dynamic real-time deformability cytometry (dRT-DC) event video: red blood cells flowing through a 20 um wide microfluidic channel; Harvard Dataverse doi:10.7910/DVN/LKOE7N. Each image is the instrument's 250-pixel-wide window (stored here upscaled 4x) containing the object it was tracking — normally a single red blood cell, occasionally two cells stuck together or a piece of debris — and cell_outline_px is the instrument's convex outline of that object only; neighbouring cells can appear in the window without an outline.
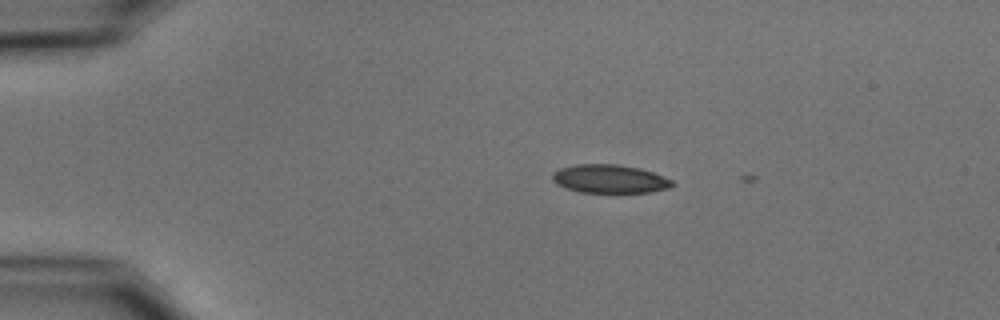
{"species": "common noctule bat (a hibernating species)", "species_latin": "Nyctalus noctula", "temperature_condition": "cold", "stored_images_in_passage": 3, "camera_frame_rate_fps": 3000, "um_per_image_px": 0.085, "animal": {"sex": "male", "body_mass_g": 15.6}, "frame": {"image": 1, "passage_image": 2, "time_ms": 1.0, "image_size_px": [1000, 320], "cell_outline_px": [[676, 184], [668, 188], [652, 192], [580, 192], [556, 184], [552, 180], [552, 172], [560, 168], [576, 164], [616, 164], [640, 168], [664, 176], [672, 180]], "centroid_in_image_um": [51.83, 15.2], "position_along_channel_um": 33.2, "area_um2": 19.88}}